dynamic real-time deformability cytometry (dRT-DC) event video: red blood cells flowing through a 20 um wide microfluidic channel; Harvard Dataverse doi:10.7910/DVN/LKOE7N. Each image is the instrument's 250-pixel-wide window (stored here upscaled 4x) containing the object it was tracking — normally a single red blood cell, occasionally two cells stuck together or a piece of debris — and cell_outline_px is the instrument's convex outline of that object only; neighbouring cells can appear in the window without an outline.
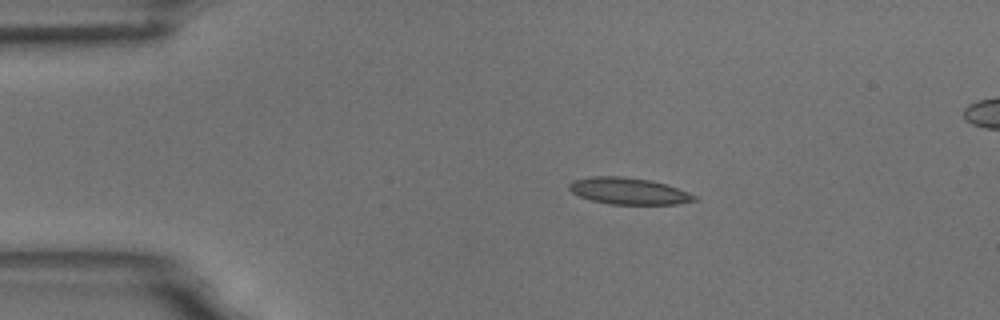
{"species": "common noctule bat (a hibernating species)", "species_latin": "Nyctalus noctula", "temperature_condition": "room temperature", "stored_images_in_passage": 7, "camera_frame_rate_fps": 3000, "um_per_image_px": 0.085, "animal": {"sex": "male", "body_mass_g": 18.8}, "frame": {"image": 1, "passage_image": 2, "time_ms": 1.667, "image_size_px": [1000, 320], "cell_outline_px": [[700, 200], [680, 204], [608, 204], [592, 200], [580, 196], [572, 192], [568, 188], [568, 184], [572, 180], [592, 176], [620, 176], [652, 180], [688, 192], [696, 196]], "centroid_in_image_um": [53.44, 16.24], "position_along_channel_um": 31.6, "area_um2": 19.48}}